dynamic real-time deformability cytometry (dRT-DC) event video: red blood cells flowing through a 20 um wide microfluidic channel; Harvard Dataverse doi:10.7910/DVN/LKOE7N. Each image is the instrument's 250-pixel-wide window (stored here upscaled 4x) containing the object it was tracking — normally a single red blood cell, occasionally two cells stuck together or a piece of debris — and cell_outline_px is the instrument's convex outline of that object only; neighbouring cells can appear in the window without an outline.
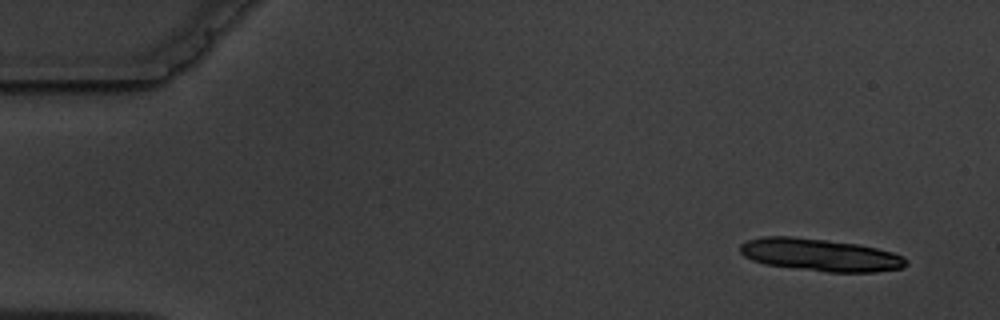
{"species": "common noctule bat (a hibernating species)", "species_latin": "Nyctalus noctula", "temperature_condition": "warm", "stored_images_in_passage": 5, "camera_frame_rate_fps": 3000, "um_per_image_px": 0.085, "animal": {"sex": "male", "body_mass_g": 19.5, "forearm_length_mm": 54.6}, "frame": {"image": 1, "passage_image": 1, "time_ms": 0.0, "image_size_px": [1000, 320], "cell_outline_px": [[908, 264], [904, 268], [876, 272], [828, 272], [764, 264], [752, 260], [744, 256], [740, 252], [740, 244], [748, 240], [764, 236], [792, 236], [828, 240], [860, 244], [892, 252], [904, 256], [908, 260]], "centroid_in_image_um": [69.75, 21.66], "position_along_channel_um": 15.3, "area_um2": 31.62}}